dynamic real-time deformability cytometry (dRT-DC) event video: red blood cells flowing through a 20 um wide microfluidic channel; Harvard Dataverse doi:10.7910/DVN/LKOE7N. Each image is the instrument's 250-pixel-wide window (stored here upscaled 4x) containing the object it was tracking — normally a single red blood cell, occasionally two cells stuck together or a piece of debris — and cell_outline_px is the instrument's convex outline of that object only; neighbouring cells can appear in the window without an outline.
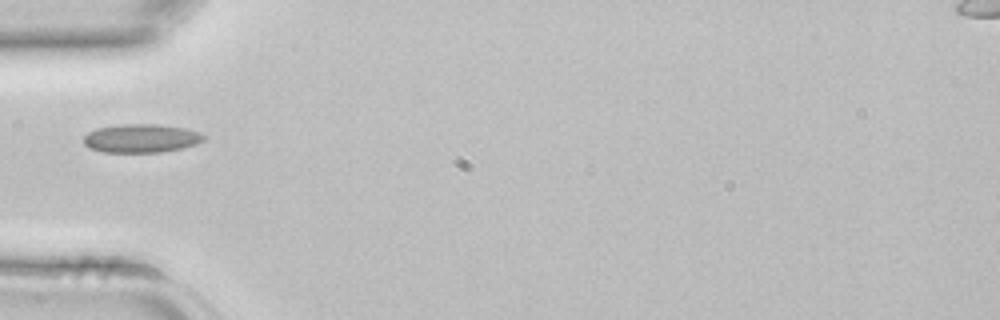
{"species": "common noctule bat (a hibernating species)", "species_latin": "Nyctalus noctula", "temperature_condition": "room temperature", "stored_images_in_passage": 1, "camera_frame_rate_fps": 3000, "um_per_image_px": 0.085, "animal": {"sex": "female", "body_mass_g": 22.7, "forearm_length_mm": 54.2}, "frame": {"image": 1, "passage_image": 1, "time_ms": 0.0, "image_size_px": [1000, 320], "cell_outline_px": [[204, 140], [196, 144], [184, 148], [160, 152], [104, 152], [88, 148], [84, 144], [84, 136], [88, 132], [96, 128], [124, 124], [160, 124], [184, 128], [200, 132], [204, 136]], "centroid_in_image_um": [12.0, 11.76], "position_along_channel_um": 73.0, "area_um2": 20.06}}